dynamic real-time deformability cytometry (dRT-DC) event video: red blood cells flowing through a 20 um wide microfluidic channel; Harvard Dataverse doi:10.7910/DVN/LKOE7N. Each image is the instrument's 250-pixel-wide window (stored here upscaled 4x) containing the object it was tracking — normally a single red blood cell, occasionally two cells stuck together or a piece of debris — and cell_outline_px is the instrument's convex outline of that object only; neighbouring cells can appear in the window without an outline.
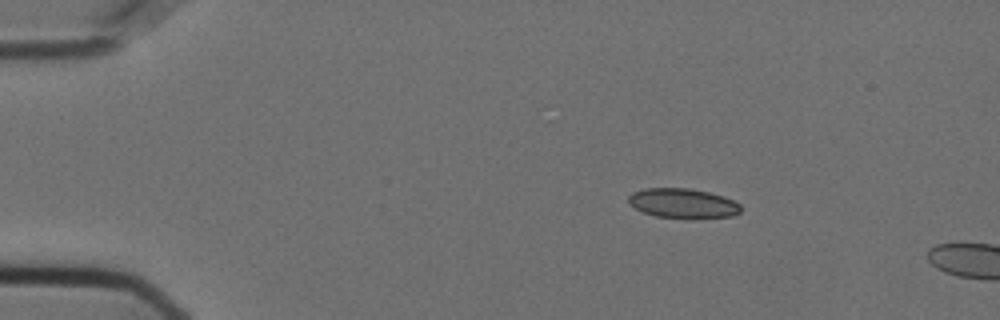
{"species": "Egyptian fruit bat (a non-hibernating species)", "species_latin": "Rousettus aegyptiacus", "temperature_condition": "cold", "stored_images_in_passage": 5, "camera_frame_rate_fps": 3000, "um_per_image_px": 0.085, "animal": {"sex": "female"}, "frame": {"image": 1, "passage_image": 1, "time_ms": 0.0, "image_size_px": [1000, 320], "cell_outline_px": [[740, 212], [732, 216], [688, 220], [656, 216], [644, 212], [636, 208], [628, 200], [628, 196], [632, 192], [644, 188], [688, 188], [708, 192], [724, 196], [740, 204]], "centroid_in_image_um": [58.07, 17.3], "position_along_channel_um": 26.9, "area_um2": 19.71}}